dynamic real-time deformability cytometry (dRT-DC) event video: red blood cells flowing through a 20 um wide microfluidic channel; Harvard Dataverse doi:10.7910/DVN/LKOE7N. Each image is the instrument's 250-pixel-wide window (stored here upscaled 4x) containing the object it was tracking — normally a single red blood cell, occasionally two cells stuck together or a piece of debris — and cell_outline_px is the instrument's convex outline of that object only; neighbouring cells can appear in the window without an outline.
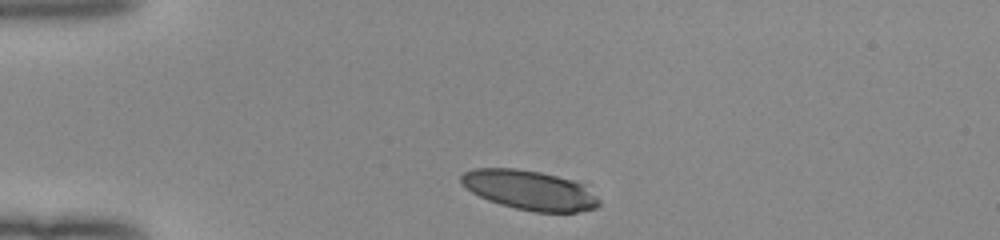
{"species": "human", "species_latin": "Homo sapiens", "temperature_condition": "room temperature", "stored_images_in_passage": 41, "camera_frame_rate_fps": 3000, "um_per_image_px": 0.085, "donor": {"sex": "female"}, "frame": {"image": 1, "passage_image": 1, "time_ms": 0.0, "image_size_px": [1000, 240], "cell_outline_px": [[600, 204], [596, 208], [576, 212], [536, 212], [516, 208], [500, 204], [488, 200], [472, 192], [460, 184], [460, 176], [464, 172], [472, 168], [516, 168], [540, 172], [572, 180], [580, 184], [596, 196], [600, 200]], "centroid_in_image_um": [44.96, 16.15], "position_along_channel_um": 40.0, "area_um2": 31.56}}